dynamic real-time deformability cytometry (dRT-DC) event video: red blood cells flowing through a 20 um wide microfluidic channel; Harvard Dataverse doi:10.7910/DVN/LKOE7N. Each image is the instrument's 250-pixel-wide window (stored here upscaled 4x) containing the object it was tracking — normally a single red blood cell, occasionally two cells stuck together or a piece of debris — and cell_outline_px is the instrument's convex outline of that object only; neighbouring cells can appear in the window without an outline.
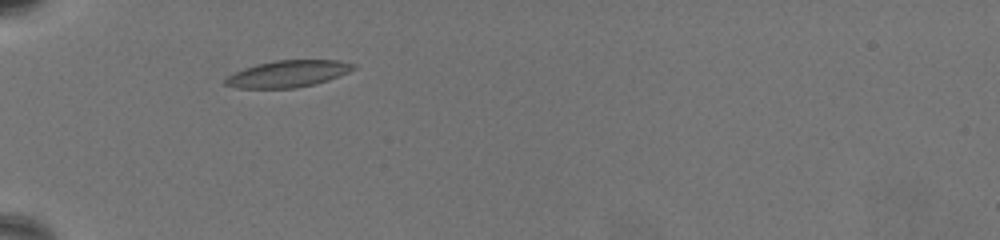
{"species": "common noctule bat (a hibernating species)", "species_latin": "Nyctalus noctula", "temperature_condition": "warm", "stored_images_in_passage": 44, "camera_frame_rate_fps": 3000, "um_per_image_px": 0.085, "animal": {"sex": "female", "body_mass_g": 19.5, "forearm_length_mm": 54.1}, "frame": {"image": 1, "passage_image": 1, "time_ms": 0.0, "image_size_px": [1000, 240], "cell_outline_px": [[356, 68], [348, 72], [328, 80], [296, 88], [236, 88], [224, 84], [224, 80], [228, 76], [244, 68], [276, 60], [336, 60], [356, 64]], "centroid_in_image_um": [24.48, 6.27], "position_along_channel_um": 60.5, "area_um2": 19.71}}
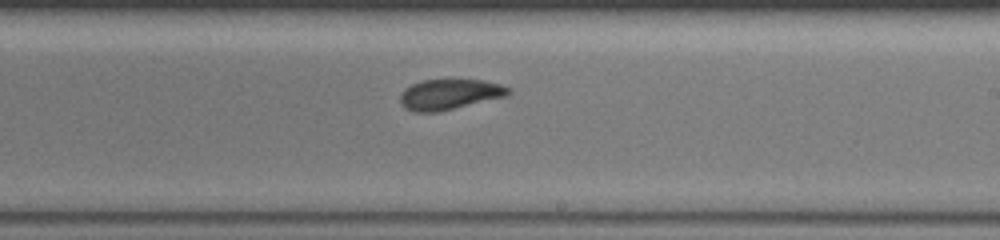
{"frame": {"image": 2, "passage_image": 20, "time_ms": 6.333, "image_size_px": [1000, 240], "cell_outline_px": [[512, 92], [504, 96], [440, 112], [412, 112], [404, 108], [400, 104], [400, 96], [404, 88], [412, 84], [424, 80], [484, 80], [500, 84], [512, 88]], "centroid_in_image_um": [38.18, 8.03], "position_along_channel_um": 250.8, "area_um2": 19.25}}
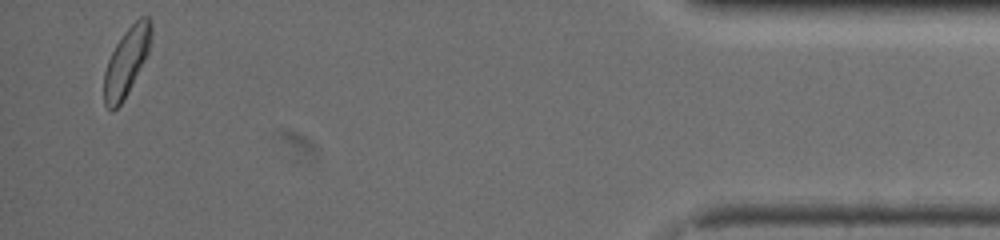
{"frame": {"image": 3, "passage_image": 42, "time_ms": 13.667, "image_size_px": [1000, 240], "cell_outline_px": [[152, 32], [148, 52], [144, 60], [120, 104], [112, 112], [104, 104], [104, 72], [108, 60], [116, 44], [124, 32], [140, 16], [148, 16], [152, 24]], "centroid_in_image_um": [10.74, 5.2], "position_along_channel_um": 424.5, "area_um2": 18.15}, "authors_computed_cell_mechanics": {"area_um2": 19.4497, "velocity_mm_per_s": 3.2437, "shape_relaxation_time_tau1_ms": 3.2011, "shape_relaxation_time_tau2_ms": 2.2172, "deformation_change_tau1": 0.136, "deformation_change_tau2": 0.0864}}